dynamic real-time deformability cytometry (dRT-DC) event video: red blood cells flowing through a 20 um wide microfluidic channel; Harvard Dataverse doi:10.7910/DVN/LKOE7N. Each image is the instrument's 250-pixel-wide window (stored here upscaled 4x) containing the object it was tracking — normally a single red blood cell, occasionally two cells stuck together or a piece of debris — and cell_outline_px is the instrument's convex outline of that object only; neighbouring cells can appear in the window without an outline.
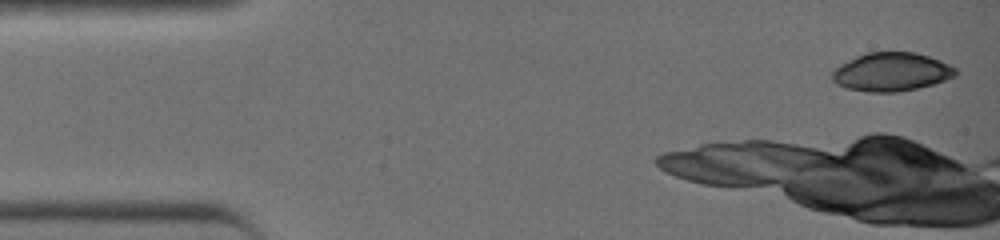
{"species": "common noctule bat (a hibernating species)", "species_latin": "Nyctalus noctula", "temperature_condition": "warm", "stored_images_in_passage": 11, "camera_frame_rate_fps": 3000, "um_per_image_px": 0.085, "animal": {"sex": "female", "body_mass_g": 19.0, "forearm_length_mm": 51.5}, "frame": {"image": 1, "passage_image": 1, "time_ms": 0.0, "image_size_px": [1000, 240], "cell_outline_px": [[960, 72], [956, 76], [932, 84], [916, 88], [896, 92], [868, 92], [848, 88], [836, 84], [832, 80], [832, 72], [840, 64], [856, 56], [868, 52], [916, 52], [940, 60], [956, 68]], "centroid_in_image_um": [75.78, 6.11], "position_along_channel_um": 9.2, "area_um2": 27.69}}